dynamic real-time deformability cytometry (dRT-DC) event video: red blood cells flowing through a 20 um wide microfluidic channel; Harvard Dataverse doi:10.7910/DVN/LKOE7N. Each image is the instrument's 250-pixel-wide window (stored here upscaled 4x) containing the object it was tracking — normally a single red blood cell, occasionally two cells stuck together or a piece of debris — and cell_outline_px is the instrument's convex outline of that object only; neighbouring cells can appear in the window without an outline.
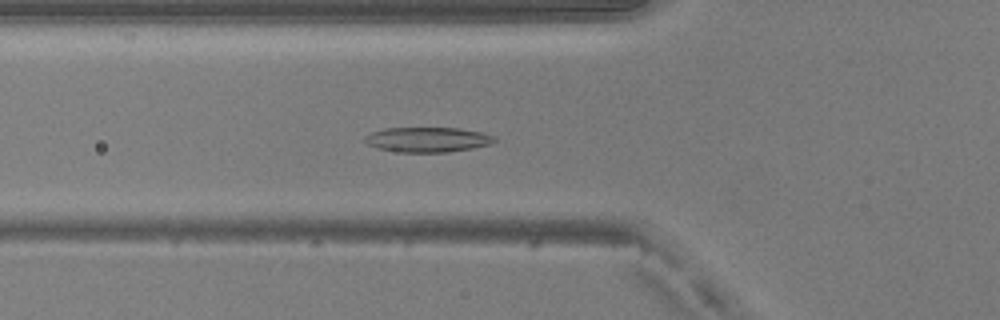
{"species": "common noctule bat (a hibernating species)", "species_latin": "Nyctalus noctula", "temperature_condition": "warm", "stored_images_in_passage": 50, "camera_frame_rate_fps": 3000, "um_per_image_px": 0.085, "animal": {"sex": "male", "body_mass_g": 20.5, "forearm_length_mm": 52.5}, "frame": {"image": 1, "passage_image": 17, "time_ms": 5.333, "image_size_px": [1000, 320], "cell_outline_px": [[496, 140], [488, 144], [472, 148], [448, 152], [404, 152], [380, 148], [368, 144], [364, 140], [364, 136], [372, 132], [384, 128], [456, 128], [480, 132], [496, 136]], "centroid_in_image_um": [36.34, 11.86], "position_along_channel_um": 89.5, "area_um2": 18.55}}
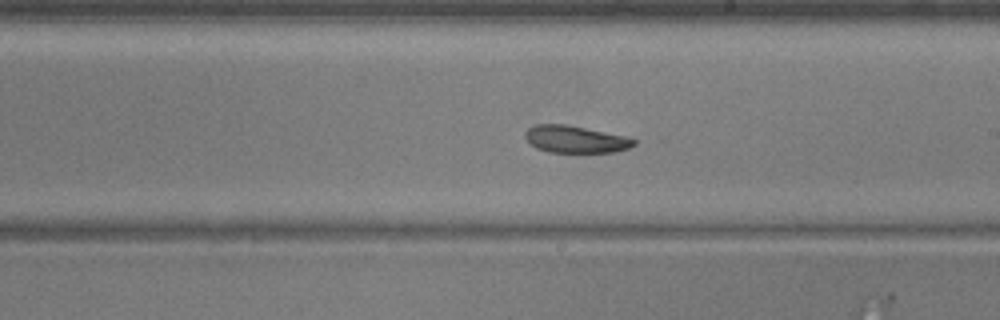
{"frame": {"image": 2, "passage_image": 28, "time_ms": 9.0, "image_size_px": [1000, 320], "cell_outline_px": [[636, 144], [628, 148], [612, 152], [548, 152], [536, 148], [524, 136], [524, 132], [528, 128], [536, 124], [564, 124], [624, 136], [636, 140]], "centroid_in_image_um": [48.87, 11.84], "position_along_channel_um": 240.1, "area_um2": 16.94}}
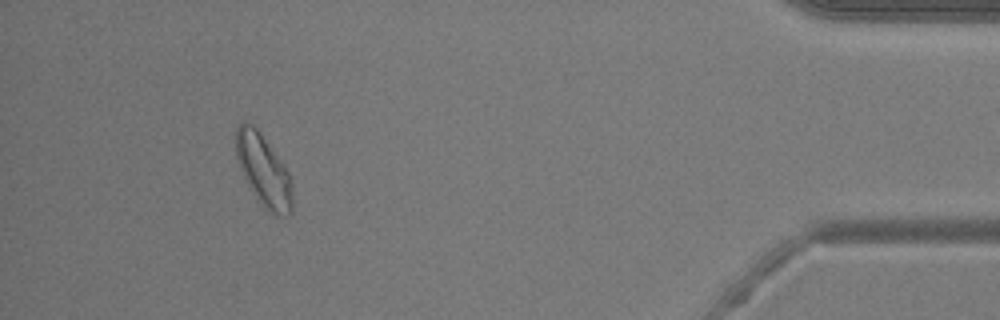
{"frame": {"image": 3, "passage_image": 45, "time_ms": 14.667, "image_size_px": [1000, 320], "cell_outline_px": [[292, 212], [284, 216], [276, 216], [268, 212], [264, 208], [248, 184], [240, 168], [236, 156], [236, 128], [244, 120], [252, 124], [260, 132], [284, 164], [288, 172], [292, 188]], "centroid_in_image_um": [22.41, 14.49], "position_along_channel_um": 412.8, "area_um2": 23.47}, "authors_computed_cell_mechanics": {"area_um2": 19.8832, "velocity_mm_per_s": 4.0922, "shape_relaxation_time_tau1_ms": 10.5222, "shape_relaxation_time_tau2_ms": null, "deformation_change_tau1": 0.1908, "deformation_change_tau2": null}}